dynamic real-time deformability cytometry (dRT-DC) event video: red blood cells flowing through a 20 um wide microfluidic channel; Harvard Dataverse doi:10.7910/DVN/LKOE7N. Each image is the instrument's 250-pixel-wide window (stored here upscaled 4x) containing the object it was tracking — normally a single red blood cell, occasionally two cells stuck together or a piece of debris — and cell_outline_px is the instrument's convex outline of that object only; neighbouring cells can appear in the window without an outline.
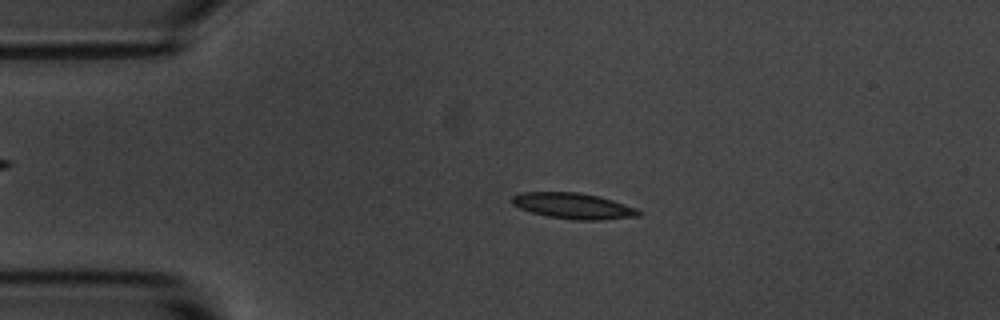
{"species": "common noctule bat (a hibernating species)", "species_latin": "Nyctalus noctula", "temperature_condition": "room temperature", "stored_images_in_passage": 4, "camera_frame_rate_fps": 3000, "um_per_image_px": 0.085, "animal": {"sex": "male", "body_mass_g": 20.1, "forearm_length_mm": 53.5}, "frame": {"image": 1, "passage_image": 3, "time_ms": 2.333, "image_size_px": [1000, 320], "cell_outline_px": [[640, 216], [600, 220], [572, 220], [548, 216], [532, 212], [520, 208], [512, 204], [512, 196], [520, 192], [580, 192], [600, 196], [636, 208], [640, 212]], "centroid_in_image_um": [48.72, 17.5], "position_along_channel_um": 36.3, "area_um2": 19.07}}